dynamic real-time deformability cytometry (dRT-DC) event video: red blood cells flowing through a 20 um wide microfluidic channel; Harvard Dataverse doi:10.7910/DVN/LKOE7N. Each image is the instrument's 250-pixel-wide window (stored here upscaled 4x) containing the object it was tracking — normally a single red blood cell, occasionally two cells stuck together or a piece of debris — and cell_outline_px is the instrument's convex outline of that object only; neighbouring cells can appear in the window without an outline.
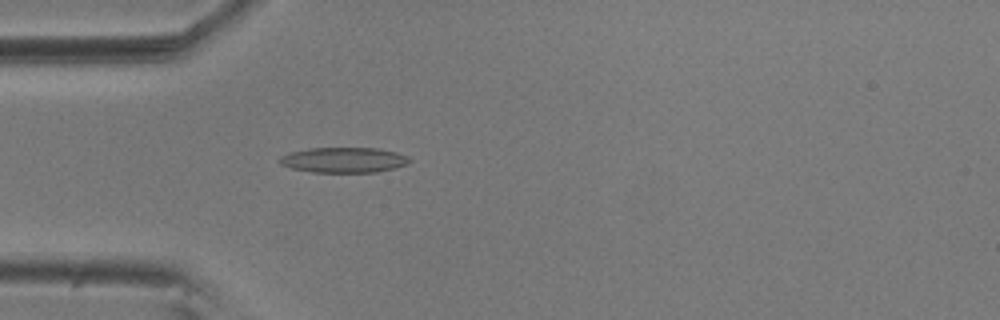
{"species": "common noctule bat (a hibernating species)", "species_latin": "Nyctalus noctula", "temperature_condition": "room temperature", "stored_images_in_passage": 43, "camera_frame_rate_fps": 3000, "um_per_image_px": 0.085, "animal": {"sex": "male", "body_mass_g": 20.5, "forearm_length_mm": 52.5}, "frame": {"image": 1, "passage_image": 3, "time_ms": 0.667, "image_size_px": [1000, 320], "cell_outline_px": [[412, 160], [396, 168], [376, 172], [312, 172], [292, 168], [280, 164], [280, 156], [292, 152], [308, 148], [376, 148], [396, 152], [408, 156]], "centroid_in_image_um": [29.23, 13.6], "position_along_channel_um": 55.8, "area_um2": 19.02}}
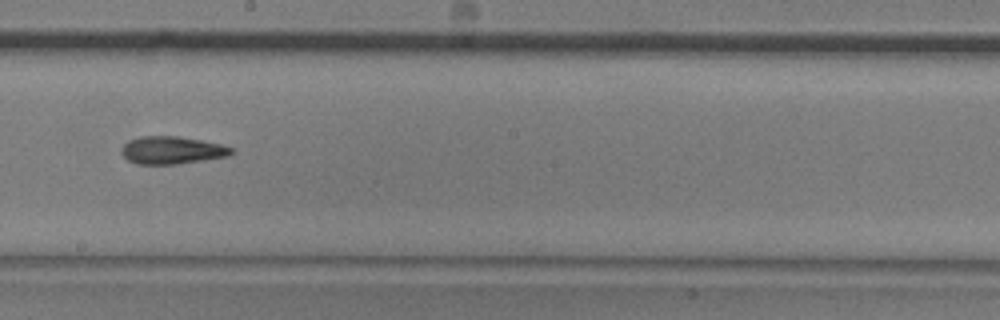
{"frame": {"image": 2, "passage_image": 18, "time_ms": 5.667, "image_size_px": [1000, 320], "cell_outline_px": [[236, 152], [228, 156], [204, 160], [176, 164], [136, 164], [128, 160], [120, 152], [120, 148], [128, 140], [140, 136], [176, 136], [200, 140], [220, 144], [236, 148]], "centroid_in_image_um": [14.62, 12.77], "position_along_channel_um": 233.6, "area_um2": 17.86}}
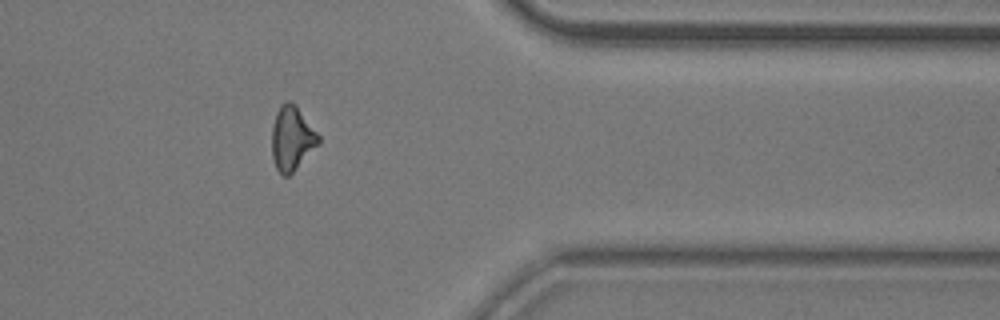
{"frame": {"image": 3, "passage_image": 32, "time_ms": 10.333, "image_size_px": [1000, 320], "cell_outline_px": [[320, 144], [288, 176], [284, 176], [276, 168], [272, 156], [272, 124], [276, 112], [280, 104], [284, 100], [288, 100], [296, 104], [320, 136]], "centroid_in_image_um": [24.81, 11.72], "position_along_channel_um": 386.6, "area_um2": 17.63}, "authors_computed_cell_mechanics": {"area_um2": 17.4556, "velocity_mm_per_s": 3.6251, "shape_relaxation_time_tau1_ms": 7.054, "shape_relaxation_time_tau2_ms": 6.9209, "deformation_change_tau1": 0.2076, "deformation_change_tau2": 0.1838}}